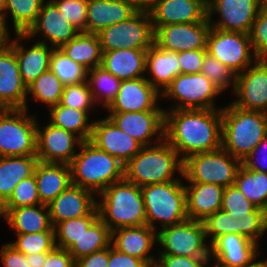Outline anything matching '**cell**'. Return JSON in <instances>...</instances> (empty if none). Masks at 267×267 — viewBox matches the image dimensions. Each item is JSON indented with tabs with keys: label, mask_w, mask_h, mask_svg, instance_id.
<instances>
[{
	"label": "cell",
	"mask_w": 267,
	"mask_h": 267,
	"mask_svg": "<svg viewBox=\"0 0 267 267\" xmlns=\"http://www.w3.org/2000/svg\"><path fill=\"white\" fill-rule=\"evenodd\" d=\"M109 247L81 257L75 261V267H108Z\"/></svg>",
	"instance_id": "obj_57"
},
{
	"label": "cell",
	"mask_w": 267,
	"mask_h": 267,
	"mask_svg": "<svg viewBox=\"0 0 267 267\" xmlns=\"http://www.w3.org/2000/svg\"><path fill=\"white\" fill-rule=\"evenodd\" d=\"M210 257H187L175 255H158L155 263L159 267H205Z\"/></svg>",
	"instance_id": "obj_51"
},
{
	"label": "cell",
	"mask_w": 267,
	"mask_h": 267,
	"mask_svg": "<svg viewBox=\"0 0 267 267\" xmlns=\"http://www.w3.org/2000/svg\"><path fill=\"white\" fill-rule=\"evenodd\" d=\"M259 244L240 234L221 235L210 244V258L224 267H251Z\"/></svg>",
	"instance_id": "obj_23"
},
{
	"label": "cell",
	"mask_w": 267,
	"mask_h": 267,
	"mask_svg": "<svg viewBox=\"0 0 267 267\" xmlns=\"http://www.w3.org/2000/svg\"><path fill=\"white\" fill-rule=\"evenodd\" d=\"M206 239L203 222L187 219L157 231V243L162 247L158 253L159 255L210 257V244H207Z\"/></svg>",
	"instance_id": "obj_10"
},
{
	"label": "cell",
	"mask_w": 267,
	"mask_h": 267,
	"mask_svg": "<svg viewBox=\"0 0 267 267\" xmlns=\"http://www.w3.org/2000/svg\"><path fill=\"white\" fill-rule=\"evenodd\" d=\"M137 11L128 0H88L87 33L98 34L108 26L129 19Z\"/></svg>",
	"instance_id": "obj_28"
},
{
	"label": "cell",
	"mask_w": 267,
	"mask_h": 267,
	"mask_svg": "<svg viewBox=\"0 0 267 267\" xmlns=\"http://www.w3.org/2000/svg\"><path fill=\"white\" fill-rule=\"evenodd\" d=\"M224 187L210 183L185 185L188 219L204 221L222 207Z\"/></svg>",
	"instance_id": "obj_29"
},
{
	"label": "cell",
	"mask_w": 267,
	"mask_h": 267,
	"mask_svg": "<svg viewBox=\"0 0 267 267\" xmlns=\"http://www.w3.org/2000/svg\"><path fill=\"white\" fill-rule=\"evenodd\" d=\"M145 70L151 75L146 80L162 93L181 74L178 52L164 50L154 43L146 52Z\"/></svg>",
	"instance_id": "obj_31"
},
{
	"label": "cell",
	"mask_w": 267,
	"mask_h": 267,
	"mask_svg": "<svg viewBox=\"0 0 267 267\" xmlns=\"http://www.w3.org/2000/svg\"><path fill=\"white\" fill-rule=\"evenodd\" d=\"M98 195L99 218L114 231L122 227L146 225V211L141 187L125 178L114 182Z\"/></svg>",
	"instance_id": "obj_3"
},
{
	"label": "cell",
	"mask_w": 267,
	"mask_h": 267,
	"mask_svg": "<svg viewBox=\"0 0 267 267\" xmlns=\"http://www.w3.org/2000/svg\"><path fill=\"white\" fill-rule=\"evenodd\" d=\"M48 112L49 123L75 134L82 141L90 140L93 121L89 120L90 114L87 111L69 108L59 103L50 107Z\"/></svg>",
	"instance_id": "obj_36"
},
{
	"label": "cell",
	"mask_w": 267,
	"mask_h": 267,
	"mask_svg": "<svg viewBox=\"0 0 267 267\" xmlns=\"http://www.w3.org/2000/svg\"><path fill=\"white\" fill-rule=\"evenodd\" d=\"M0 217L4 218V204L0 201Z\"/></svg>",
	"instance_id": "obj_64"
},
{
	"label": "cell",
	"mask_w": 267,
	"mask_h": 267,
	"mask_svg": "<svg viewBox=\"0 0 267 267\" xmlns=\"http://www.w3.org/2000/svg\"><path fill=\"white\" fill-rule=\"evenodd\" d=\"M261 9L256 0H207V19L213 28L249 34Z\"/></svg>",
	"instance_id": "obj_14"
},
{
	"label": "cell",
	"mask_w": 267,
	"mask_h": 267,
	"mask_svg": "<svg viewBox=\"0 0 267 267\" xmlns=\"http://www.w3.org/2000/svg\"><path fill=\"white\" fill-rule=\"evenodd\" d=\"M201 73L212 81L221 92H225L229 86H231V91L234 90L236 74L209 53L204 56Z\"/></svg>",
	"instance_id": "obj_45"
},
{
	"label": "cell",
	"mask_w": 267,
	"mask_h": 267,
	"mask_svg": "<svg viewBox=\"0 0 267 267\" xmlns=\"http://www.w3.org/2000/svg\"><path fill=\"white\" fill-rule=\"evenodd\" d=\"M50 70L64 86L86 82L87 69L74 62L60 48H54L50 58Z\"/></svg>",
	"instance_id": "obj_43"
},
{
	"label": "cell",
	"mask_w": 267,
	"mask_h": 267,
	"mask_svg": "<svg viewBox=\"0 0 267 267\" xmlns=\"http://www.w3.org/2000/svg\"><path fill=\"white\" fill-rule=\"evenodd\" d=\"M70 24L80 32H87L88 0H51Z\"/></svg>",
	"instance_id": "obj_48"
},
{
	"label": "cell",
	"mask_w": 267,
	"mask_h": 267,
	"mask_svg": "<svg viewBox=\"0 0 267 267\" xmlns=\"http://www.w3.org/2000/svg\"><path fill=\"white\" fill-rule=\"evenodd\" d=\"M234 185L252 204L267 212V173L248 170L241 164Z\"/></svg>",
	"instance_id": "obj_38"
},
{
	"label": "cell",
	"mask_w": 267,
	"mask_h": 267,
	"mask_svg": "<svg viewBox=\"0 0 267 267\" xmlns=\"http://www.w3.org/2000/svg\"><path fill=\"white\" fill-rule=\"evenodd\" d=\"M4 10H5V0H0V22L3 19Z\"/></svg>",
	"instance_id": "obj_62"
},
{
	"label": "cell",
	"mask_w": 267,
	"mask_h": 267,
	"mask_svg": "<svg viewBox=\"0 0 267 267\" xmlns=\"http://www.w3.org/2000/svg\"><path fill=\"white\" fill-rule=\"evenodd\" d=\"M70 164L72 184L96 195L114 182L124 179V164L93 143L83 141Z\"/></svg>",
	"instance_id": "obj_5"
},
{
	"label": "cell",
	"mask_w": 267,
	"mask_h": 267,
	"mask_svg": "<svg viewBox=\"0 0 267 267\" xmlns=\"http://www.w3.org/2000/svg\"><path fill=\"white\" fill-rule=\"evenodd\" d=\"M27 109H0V157L36 156L37 118Z\"/></svg>",
	"instance_id": "obj_7"
},
{
	"label": "cell",
	"mask_w": 267,
	"mask_h": 267,
	"mask_svg": "<svg viewBox=\"0 0 267 267\" xmlns=\"http://www.w3.org/2000/svg\"><path fill=\"white\" fill-rule=\"evenodd\" d=\"M10 32L6 31L1 25H0V50H2L8 42L9 34Z\"/></svg>",
	"instance_id": "obj_60"
},
{
	"label": "cell",
	"mask_w": 267,
	"mask_h": 267,
	"mask_svg": "<svg viewBox=\"0 0 267 267\" xmlns=\"http://www.w3.org/2000/svg\"><path fill=\"white\" fill-rule=\"evenodd\" d=\"M147 50L115 49L103 52L101 66L120 80L146 77Z\"/></svg>",
	"instance_id": "obj_32"
},
{
	"label": "cell",
	"mask_w": 267,
	"mask_h": 267,
	"mask_svg": "<svg viewBox=\"0 0 267 267\" xmlns=\"http://www.w3.org/2000/svg\"><path fill=\"white\" fill-rule=\"evenodd\" d=\"M131 2L138 10L149 11L156 3L157 0H128Z\"/></svg>",
	"instance_id": "obj_59"
},
{
	"label": "cell",
	"mask_w": 267,
	"mask_h": 267,
	"mask_svg": "<svg viewBox=\"0 0 267 267\" xmlns=\"http://www.w3.org/2000/svg\"><path fill=\"white\" fill-rule=\"evenodd\" d=\"M164 139L182 160L222 148V109L164 110Z\"/></svg>",
	"instance_id": "obj_1"
},
{
	"label": "cell",
	"mask_w": 267,
	"mask_h": 267,
	"mask_svg": "<svg viewBox=\"0 0 267 267\" xmlns=\"http://www.w3.org/2000/svg\"><path fill=\"white\" fill-rule=\"evenodd\" d=\"M207 53L215 57L236 75L256 60L249 34L211 27L206 44Z\"/></svg>",
	"instance_id": "obj_12"
},
{
	"label": "cell",
	"mask_w": 267,
	"mask_h": 267,
	"mask_svg": "<svg viewBox=\"0 0 267 267\" xmlns=\"http://www.w3.org/2000/svg\"><path fill=\"white\" fill-rule=\"evenodd\" d=\"M249 37L256 58L267 60V9H261L258 13Z\"/></svg>",
	"instance_id": "obj_49"
},
{
	"label": "cell",
	"mask_w": 267,
	"mask_h": 267,
	"mask_svg": "<svg viewBox=\"0 0 267 267\" xmlns=\"http://www.w3.org/2000/svg\"><path fill=\"white\" fill-rule=\"evenodd\" d=\"M147 264L134 256L117 251L112 245L109 246L108 267H145Z\"/></svg>",
	"instance_id": "obj_55"
},
{
	"label": "cell",
	"mask_w": 267,
	"mask_h": 267,
	"mask_svg": "<svg viewBox=\"0 0 267 267\" xmlns=\"http://www.w3.org/2000/svg\"><path fill=\"white\" fill-rule=\"evenodd\" d=\"M219 88L202 73L179 74L161 93V97L174 100L170 110L222 109L216 108L215 98L221 95Z\"/></svg>",
	"instance_id": "obj_11"
},
{
	"label": "cell",
	"mask_w": 267,
	"mask_h": 267,
	"mask_svg": "<svg viewBox=\"0 0 267 267\" xmlns=\"http://www.w3.org/2000/svg\"><path fill=\"white\" fill-rule=\"evenodd\" d=\"M0 250V258L4 267H31L26 260V255L17 251L9 243L4 244Z\"/></svg>",
	"instance_id": "obj_54"
},
{
	"label": "cell",
	"mask_w": 267,
	"mask_h": 267,
	"mask_svg": "<svg viewBox=\"0 0 267 267\" xmlns=\"http://www.w3.org/2000/svg\"><path fill=\"white\" fill-rule=\"evenodd\" d=\"M89 141L124 165L143 147L137 140L118 128L107 116L93 121Z\"/></svg>",
	"instance_id": "obj_21"
},
{
	"label": "cell",
	"mask_w": 267,
	"mask_h": 267,
	"mask_svg": "<svg viewBox=\"0 0 267 267\" xmlns=\"http://www.w3.org/2000/svg\"><path fill=\"white\" fill-rule=\"evenodd\" d=\"M262 9H267V0H256Z\"/></svg>",
	"instance_id": "obj_63"
},
{
	"label": "cell",
	"mask_w": 267,
	"mask_h": 267,
	"mask_svg": "<svg viewBox=\"0 0 267 267\" xmlns=\"http://www.w3.org/2000/svg\"><path fill=\"white\" fill-rule=\"evenodd\" d=\"M96 195L91 190L71 184L47 206L53 227L65 220L89 215L96 207Z\"/></svg>",
	"instance_id": "obj_25"
},
{
	"label": "cell",
	"mask_w": 267,
	"mask_h": 267,
	"mask_svg": "<svg viewBox=\"0 0 267 267\" xmlns=\"http://www.w3.org/2000/svg\"><path fill=\"white\" fill-rule=\"evenodd\" d=\"M79 33V30L65 20L55 4L51 0H47L43 3L35 23L25 35L30 40L40 34L45 39L38 40V42L51 44L50 46L53 48H60Z\"/></svg>",
	"instance_id": "obj_19"
},
{
	"label": "cell",
	"mask_w": 267,
	"mask_h": 267,
	"mask_svg": "<svg viewBox=\"0 0 267 267\" xmlns=\"http://www.w3.org/2000/svg\"><path fill=\"white\" fill-rule=\"evenodd\" d=\"M82 142L75 134L49 122L43 127H40L37 122L38 161L70 165L77 153L75 146L80 147Z\"/></svg>",
	"instance_id": "obj_17"
},
{
	"label": "cell",
	"mask_w": 267,
	"mask_h": 267,
	"mask_svg": "<svg viewBox=\"0 0 267 267\" xmlns=\"http://www.w3.org/2000/svg\"><path fill=\"white\" fill-rule=\"evenodd\" d=\"M4 219L16 234L54 231L48 206L45 204L4 209Z\"/></svg>",
	"instance_id": "obj_33"
},
{
	"label": "cell",
	"mask_w": 267,
	"mask_h": 267,
	"mask_svg": "<svg viewBox=\"0 0 267 267\" xmlns=\"http://www.w3.org/2000/svg\"><path fill=\"white\" fill-rule=\"evenodd\" d=\"M16 236L15 241L8 243L25 255L50 252L55 247L54 231L16 234Z\"/></svg>",
	"instance_id": "obj_44"
},
{
	"label": "cell",
	"mask_w": 267,
	"mask_h": 267,
	"mask_svg": "<svg viewBox=\"0 0 267 267\" xmlns=\"http://www.w3.org/2000/svg\"><path fill=\"white\" fill-rule=\"evenodd\" d=\"M145 267H159L156 263L147 264Z\"/></svg>",
	"instance_id": "obj_66"
},
{
	"label": "cell",
	"mask_w": 267,
	"mask_h": 267,
	"mask_svg": "<svg viewBox=\"0 0 267 267\" xmlns=\"http://www.w3.org/2000/svg\"><path fill=\"white\" fill-rule=\"evenodd\" d=\"M48 252L44 253H32L26 255V260L31 267H43L46 259H47Z\"/></svg>",
	"instance_id": "obj_58"
},
{
	"label": "cell",
	"mask_w": 267,
	"mask_h": 267,
	"mask_svg": "<svg viewBox=\"0 0 267 267\" xmlns=\"http://www.w3.org/2000/svg\"><path fill=\"white\" fill-rule=\"evenodd\" d=\"M207 50H192L178 52L181 74L201 73L202 62Z\"/></svg>",
	"instance_id": "obj_52"
},
{
	"label": "cell",
	"mask_w": 267,
	"mask_h": 267,
	"mask_svg": "<svg viewBox=\"0 0 267 267\" xmlns=\"http://www.w3.org/2000/svg\"><path fill=\"white\" fill-rule=\"evenodd\" d=\"M37 156L0 157V201L4 204L15 186L34 174Z\"/></svg>",
	"instance_id": "obj_34"
},
{
	"label": "cell",
	"mask_w": 267,
	"mask_h": 267,
	"mask_svg": "<svg viewBox=\"0 0 267 267\" xmlns=\"http://www.w3.org/2000/svg\"><path fill=\"white\" fill-rule=\"evenodd\" d=\"M15 36L16 38L11 40L10 35L7 44L14 50L21 78L28 86L42 73L50 69V58L54 48L47 44L35 42L34 45L26 49L20 41L27 40L28 37L25 34H15Z\"/></svg>",
	"instance_id": "obj_27"
},
{
	"label": "cell",
	"mask_w": 267,
	"mask_h": 267,
	"mask_svg": "<svg viewBox=\"0 0 267 267\" xmlns=\"http://www.w3.org/2000/svg\"><path fill=\"white\" fill-rule=\"evenodd\" d=\"M107 117L143 147L164 139V111L109 112Z\"/></svg>",
	"instance_id": "obj_18"
},
{
	"label": "cell",
	"mask_w": 267,
	"mask_h": 267,
	"mask_svg": "<svg viewBox=\"0 0 267 267\" xmlns=\"http://www.w3.org/2000/svg\"><path fill=\"white\" fill-rule=\"evenodd\" d=\"M266 135V113L222 107V148L233 157L244 160Z\"/></svg>",
	"instance_id": "obj_4"
},
{
	"label": "cell",
	"mask_w": 267,
	"mask_h": 267,
	"mask_svg": "<svg viewBox=\"0 0 267 267\" xmlns=\"http://www.w3.org/2000/svg\"><path fill=\"white\" fill-rule=\"evenodd\" d=\"M86 82L96 104L102 103L106 109L118 94L122 80L98 66L87 70Z\"/></svg>",
	"instance_id": "obj_40"
},
{
	"label": "cell",
	"mask_w": 267,
	"mask_h": 267,
	"mask_svg": "<svg viewBox=\"0 0 267 267\" xmlns=\"http://www.w3.org/2000/svg\"><path fill=\"white\" fill-rule=\"evenodd\" d=\"M206 237L211 244L221 235L235 233L255 241L267 231V212L256 207L249 213H228L222 209L211 214L203 221Z\"/></svg>",
	"instance_id": "obj_13"
},
{
	"label": "cell",
	"mask_w": 267,
	"mask_h": 267,
	"mask_svg": "<svg viewBox=\"0 0 267 267\" xmlns=\"http://www.w3.org/2000/svg\"><path fill=\"white\" fill-rule=\"evenodd\" d=\"M157 245V230L147 224L137 227H122L111 231V245L117 251L137 257L146 264L155 263L157 256L151 253Z\"/></svg>",
	"instance_id": "obj_26"
},
{
	"label": "cell",
	"mask_w": 267,
	"mask_h": 267,
	"mask_svg": "<svg viewBox=\"0 0 267 267\" xmlns=\"http://www.w3.org/2000/svg\"><path fill=\"white\" fill-rule=\"evenodd\" d=\"M34 176L40 202L45 205L72 184L71 167L68 164L38 161Z\"/></svg>",
	"instance_id": "obj_30"
},
{
	"label": "cell",
	"mask_w": 267,
	"mask_h": 267,
	"mask_svg": "<svg viewBox=\"0 0 267 267\" xmlns=\"http://www.w3.org/2000/svg\"><path fill=\"white\" fill-rule=\"evenodd\" d=\"M256 206L252 204L236 185L224 189L221 209L228 213H249Z\"/></svg>",
	"instance_id": "obj_50"
},
{
	"label": "cell",
	"mask_w": 267,
	"mask_h": 267,
	"mask_svg": "<svg viewBox=\"0 0 267 267\" xmlns=\"http://www.w3.org/2000/svg\"><path fill=\"white\" fill-rule=\"evenodd\" d=\"M60 103L69 108L87 111L89 114L94 105H97L87 82L64 86Z\"/></svg>",
	"instance_id": "obj_47"
},
{
	"label": "cell",
	"mask_w": 267,
	"mask_h": 267,
	"mask_svg": "<svg viewBox=\"0 0 267 267\" xmlns=\"http://www.w3.org/2000/svg\"><path fill=\"white\" fill-rule=\"evenodd\" d=\"M210 28L208 19L204 22L168 24L154 31V43L159 48L172 52L207 50Z\"/></svg>",
	"instance_id": "obj_16"
},
{
	"label": "cell",
	"mask_w": 267,
	"mask_h": 267,
	"mask_svg": "<svg viewBox=\"0 0 267 267\" xmlns=\"http://www.w3.org/2000/svg\"><path fill=\"white\" fill-rule=\"evenodd\" d=\"M210 263L209 262H207V264L205 265V267L207 266V267H209L208 265H209ZM214 264V266L213 267H224V266H221L219 263H217V262H215V263H213Z\"/></svg>",
	"instance_id": "obj_65"
},
{
	"label": "cell",
	"mask_w": 267,
	"mask_h": 267,
	"mask_svg": "<svg viewBox=\"0 0 267 267\" xmlns=\"http://www.w3.org/2000/svg\"><path fill=\"white\" fill-rule=\"evenodd\" d=\"M241 161L223 148L190 155L183 160V179L188 183H210L224 188L235 183Z\"/></svg>",
	"instance_id": "obj_8"
},
{
	"label": "cell",
	"mask_w": 267,
	"mask_h": 267,
	"mask_svg": "<svg viewBox=\"0 0 267 267\" xmlns=\"http://www.w3.org/2000/svg\"><path fill=\"white\" fill-rule=\"evenodd\" d=\"M24 84L14 50L7 44L0 50V109H27Z\"/></svg>",
	"instance_id": "obj_22"
},
{
	"label": "cell",
	"mask_w": 267,
	"mask_h": 267,
	"mask_svg": "<svg viewBox=\"0 0 267 267\" xmlns=\"http://www.w3.org/2000/svg\"><path fill=\"white\" fill-rule=\"evenodd\" d=\"M42 204L38 194L34 174L21 180L14 188L10 198L4 203V209Z\"/></svg>",
	"instance_id": "obj_46"
},
{
	"label": "cell",
	"mask_w": 267,
	"mask_h": 267,
	"mask_svg": "<svg viewBox=\"0 0 267 267\" xmlns=\"http://www.w3.org/2000/svg\"><path fill=\"white\" fill-rule=\"evenodd\" d=\"M47 0H5V10L0 25L9 32L7 14H11L15 34H25L35 23L43 3Z\"/></svg>",
	"instance_id": "obj_37"
},
{
	"label": "cell",
	"mask_w": 267,
	"mask_h": 267,
	"mask_svg": "<svg viewBox=\"0 0 267 267\" xmlns=\"http://www.w3.org/2000/svg\"><path fill=\"white\" fill-rule=\"evenodd\" d=\"M251 267H267V259L257 260Z\"/></svg>",
	"instance_id": "obj_61"
},
{
	"label": "cell",
	"mask_w": 267,
	"mask_h": 267,
	"mask_svg": "<svg viewBox=\"0 0 267 267\" xmlns=\"http://www.w3.org/2000/svg\"><path fill=\"white\" fill-rule=\"evenodd\" d=\"M111 245V230L98 218L68 249L74 260L103 250Z\"/></svg>",
	"instance_id": "obj_39"
},
{
	"label": "cell",
	"mask_w": 267,
	"mask_h": 267,
	"mask_svg": "<svg viewBox=\"0 0 267 267\" xmlns=\"http://www.w3.org/2000/svg\"><path fill=\"white\" fill-rule=\"evenodd\" d=\"M63 89L60 79L49 69L27 86V97L32 95V100L34 98L50 108L61 102Z\"/></svg>",
	"instance_id": "obj_42"
},
{
	"label": "cell",
	"mask_w": 267,
	"mask_h": 267,
	"mask_svg": "<svg viewBox=\"0 0 267 267\" xmlns=\"http://www.w3.org/2000/svg\"><path fill=\"white\" fill-rule=\"evenodd\" d=\"M43 267H75V260L68 250L54 247L48 252L46 262Z\"/></svg>",
	"instance_id": "obj_56"
},
{
	"label": "cell",
	"mask_w": 267,
	"mask_h": 267,
	"mask_svg": "<svg viewBox=\"0 0 267 267\" xmlns=\"http://www.w3.org/2000/svg\"><path fill=\"white\" fill-rule=\"evenodd\" d=\"M146 211V224L154 230L179 224L188 219L186 191L180 180L150 184L141 187ZM156 221V222H155Z\"/></svg>",
	"instance_id": "obj_6"
},
{
	"label": "cell",
	"mask_w": 267,
	"mask_h": 267,
	"mask_svg": "<svg viewBox=\"0 0 267 267\" xmlns=\"http://www.w3.org/2000/svg\"><path fill=\"white\" fill-rule=\"evenodd\" d=\"M263 149V150H261ZM260 150L263 156L258 158L257 156L260 153ZM267 135L261 140V142L252 150V152L241 161V164L248 170H255L258 172H265L267 173ZM256 159V160H255ZM258 159V160H257ZM258 161H260L258 163Z\"/></svg>",
	"instance_id": "obj_53"
},
{
	"label": "cell",
	"mask_w": 267,
	"mask_h": 267,
	"mask_svg": "<svg viewBox=\"0 0 267 267\" xmlns=\"http://www.w3.org/2000/svg\"><path fill=\"white\" fill-rule=\"evenodd\" d=\"M177 170L181 174L180 178L174 177ZM182 176L183 160L165 139L142 147L124 166V178L138 187L175 181Z\"/></svg>",
	"instance_id": "obj_2"
},
{
	"label": "cell",
	"mask_w": 267,
	"mask_h": 267,
	"mask_svg": "<svg viewBox=\"0 0 267 267\" xmlns=\"http://www.w3.org/2000/svg\"><path fill=\"white\" fill-rule=\"evenodd\" d=\"M97 36L102 52L115 49L148 50L154 44L150 12L138 10L129 19L101 30Z\"/></svg>",
	"instance_id": "obj_9"
},
{
	"label": "cell",
	"mask_w": 267,
	"mask_h": 267,
	"mask_svg": "<svg viewBox=\"0 0 267 267\" xmlns=\"http://www.w3.org/2000/svg\"><path fill=\"white\" fill-rule=\"evenodd\" d=\"M161 93L145 77L122 80L115 99L106 108L108 112L164 111L158 107Z\"/></svg>",
	"instance_id": "obj_20"
},
{
	"label": "cell",
	"mask_w": 267,
	"mask_h": 267,
	"mask_svg": "<svg viewBox=\"0 0 267 267\" xmlns=\"http://www.w3.org/2000/svg\"><path fill=\"white\" fill-rule=\"evenodd\" d=\"M232 105L244 110L267 112V60L257 59L236 75Z\"/></svg>",
	"instance_id": "obj_15"
},
{
	"label": "cell",
	"mask_w": 267,
	"mask_h": 267,
	"mask_svg": "<svg viewBox=\"0 0 267 267\" xmlns=\"http://www.w3.org/2000/svg\"><path fill=\"white\" fill-rule=\"evenodd\" d=\"M149 12L154 31L168 24L204 22L207 0H157Z\"/></svg>",
	"instance_id": "obj_24"
},
{
	"label": "cell",
	"mask_w": 267,
	"mask_h": 267,
	"mask_svg": "<svg viewBox=\"0 0 267 267\" xmlns=\"http://www.w3.org/2000/svg\"><path fill=\"white\" fill-rule=\"evenodd\" d=\"M60 49L87 70L101 66L103 52L97 34L80 32Z\"/></svg>",
	"instance_id": "obj_35"
},
{
	"label": "cell",
	"mask_w": 267,
	"mask_h": 267,
	"mask_svg": "<svg viewBox=\"0 0 267 267\" xmlns=\"http://www.w3.org/2000/svg\"><path fill=\"white\" fill-rule=\"evenodd\" d=\"M98 218L96 207L87 216L58 222L54 226L55 246L68 250Z\"/></svg>",
	"instance_id": "obj_41"
}]
</instances>
